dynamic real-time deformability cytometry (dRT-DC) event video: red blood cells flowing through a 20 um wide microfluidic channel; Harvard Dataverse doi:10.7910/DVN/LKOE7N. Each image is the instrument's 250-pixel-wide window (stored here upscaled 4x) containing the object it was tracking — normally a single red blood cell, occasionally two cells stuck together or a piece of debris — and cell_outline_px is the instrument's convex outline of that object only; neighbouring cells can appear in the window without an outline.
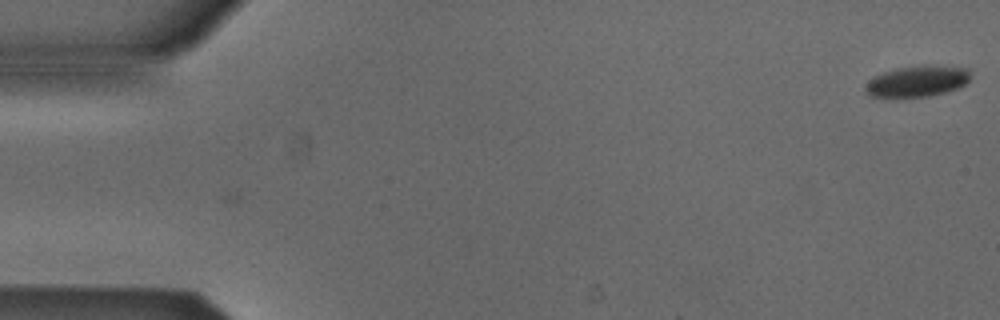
{"species": "Egyptian fruit bat (a non-hibernating species)", "species_latin": "Rousettus aegyptiacus", "temperature_condition": "cold", "stored_images_in_passage": 2, "camera_frame_rate_fps": 3000, "um_per_image_px": 0.085, "animal": {"sex": "male"}, "frame": {"image": 1, "passage_image": 2, "time_ms": 0.333, "image_size_px": [1000, 320], "cell_outline_px": [[968, 80], [960, 88], [928, 96], [896, 100], [888, 100], [872, 96], [864, 88], [868, 80], [884, 72], [896, 68], [968, 68]], "centroid_in_image_um": [77.84, 7.01], "position_along_channel_um": 7.2, "area_um2": 18.55}}